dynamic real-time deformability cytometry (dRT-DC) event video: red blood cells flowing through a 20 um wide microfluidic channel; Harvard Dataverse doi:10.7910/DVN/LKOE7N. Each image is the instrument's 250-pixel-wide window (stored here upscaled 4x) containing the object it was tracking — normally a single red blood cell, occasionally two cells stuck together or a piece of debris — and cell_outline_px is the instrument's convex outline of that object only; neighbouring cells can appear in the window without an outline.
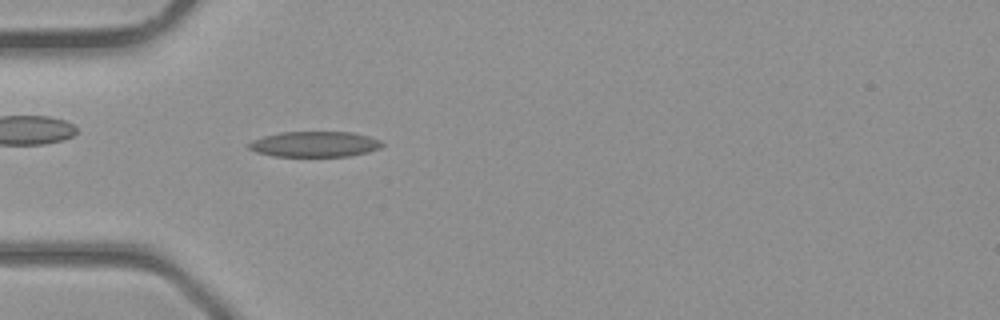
{"species": "common noctule bat (a hibernating species)", "species_latin": "Nyctalus noctula", "temperature_condition": "room temperature", "stored_images_in_passage": 32, "camera_frame_rate_fps": 3000, "um_per_image_px": 0.085, "animal": {"sex": "male", "body_mass_g": 23.1, "forearm_length_mm": 52.7}, "frame": {"image": 1, "passage_image": 4, "time_ms": 1.0, "image_size_px": [1000, 320], "cell_outline_px": [[384, 144], [380, 148], [368, 152], [348, 156], [272, 156], [256, 152], [248, 148], [248, 144], [252, 140], [264, 136], [280, 132], [352, 132], [368, 136], [380, 140]], "centroid_in_image_um": [26.74, 12.25], "position_along_channel_um": 58.3, "area_um2": 19.83}}
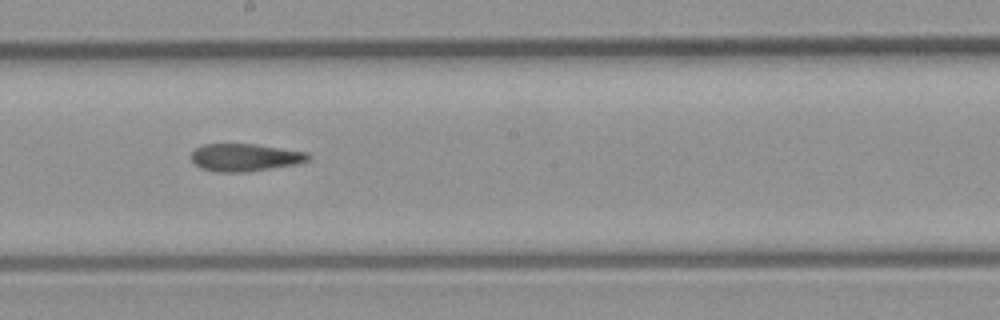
{"frame": {"image": 2, "passage_image": 14, "time_ms": 4.333, "image_size_px": [1000, 320], "cell_outline_px": [[312, 156], [308, 160], [300, 164], [244, 172], [220, 172], [200, 168], [192, 160], [192, 152], [196, 148], [204, 144], [252, 144], [308, 152]], "centroid_in_image_um": [20.86, 13.38], "position_along_channel_um": 227.3, "area_um2": 18.73}}
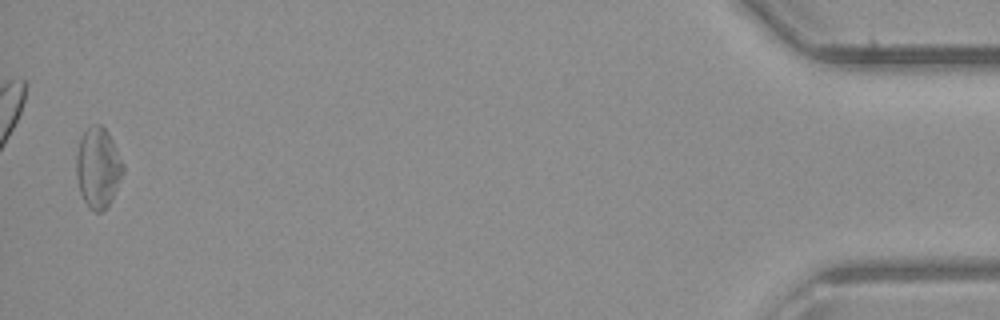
{"frame": {"image": 3, "passage_image": 31, "time_ms": 10.0, "image_size_px": [1000, 320], "cell_outline_px": [[124, 172], [112, 200], [100, 212], [96, 212], [88, 208], [80, 192], [76, 176], [76, 156], [80, 140], [84, 132], [88, 128], [96, 124], [100, 124], [108, 132], [124, 164]], "centroid_in_image_um": [8.34, 14.27], "position_along_channel_um": 426.9, "area_um2": 21.79}}